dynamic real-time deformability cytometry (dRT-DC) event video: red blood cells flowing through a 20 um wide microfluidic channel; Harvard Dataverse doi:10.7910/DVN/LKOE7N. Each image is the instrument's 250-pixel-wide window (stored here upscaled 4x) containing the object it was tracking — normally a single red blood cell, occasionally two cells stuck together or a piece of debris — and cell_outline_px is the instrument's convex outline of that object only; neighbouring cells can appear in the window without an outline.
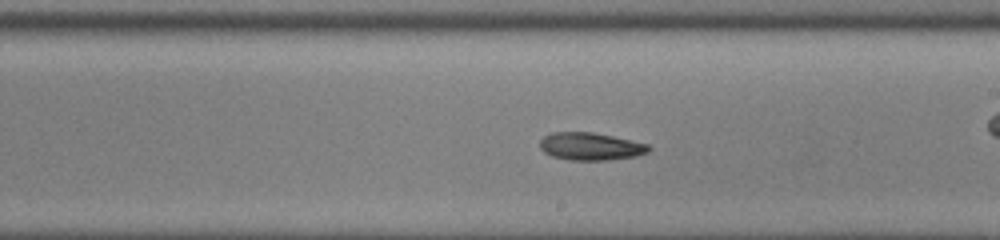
{"species": "common noctule bat (a hibernating species)", "species_latin": "Nyctalus noctula", "temperature_condition": "cold", "stored_images_in_passage": 28, "camera_frame_rate_fps": 3000, "um_per_image_px": 0.085, "animal": {"sex": "male", "body_mass_g": 13.0, "forearm_length_mm": 53.1}, "frame": {"image": 1, "passage_image": 16, "time_ms": 5.0, "image_size_px": [1000, 240], "cell_outline_px": [[652, 148], [648, 152], [636, 156], [608, 160], [568, 160], [552, 156], [544, 152], [540, 148], [540, 140], [544, 136], [552, 132], [592, 132], [612, 136], [648, 144]], "centroid_in_image_um": [50.19, 12.45], "position_along_channel_um": 238.8, "area_um2": 17.51}}